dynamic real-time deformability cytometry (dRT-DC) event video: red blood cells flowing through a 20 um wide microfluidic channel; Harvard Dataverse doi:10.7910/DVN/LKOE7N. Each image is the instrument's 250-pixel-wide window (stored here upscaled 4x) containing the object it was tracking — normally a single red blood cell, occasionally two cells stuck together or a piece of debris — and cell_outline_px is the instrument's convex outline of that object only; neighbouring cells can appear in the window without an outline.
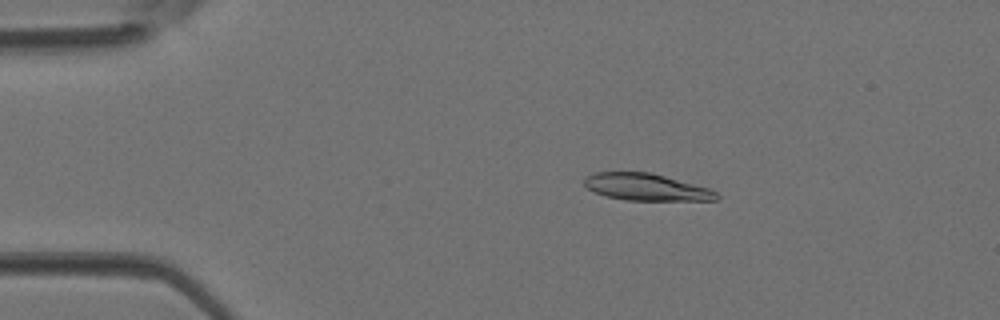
{"species": "Egyptian fruit bat (a non-hibernating species)", "species_latin": "Rousettus aegyptiacus", "temperature_condition": "room temperature", "stored_images_in_passage": 4, "camera_frame_rate_fps": 3000, "um_per_image_px": 0.085, "animal": {"sex": "female"}, "frame": {"image": 1, "passage_image": 3, "time_ms": 0.667, "image_size_px": [1000, 320], "cell_outline_px": [[720, 196], [716, 200], [624, 200], [604, 196], [588, 188], [584, 184], [584, 180], [592, 172], [652, 172], [708, 188], [716, 192]], "centroid_in_image_um": [54.92, 15.9], "position_along_channel_um": 30.1, "area_um2": 20.69}}